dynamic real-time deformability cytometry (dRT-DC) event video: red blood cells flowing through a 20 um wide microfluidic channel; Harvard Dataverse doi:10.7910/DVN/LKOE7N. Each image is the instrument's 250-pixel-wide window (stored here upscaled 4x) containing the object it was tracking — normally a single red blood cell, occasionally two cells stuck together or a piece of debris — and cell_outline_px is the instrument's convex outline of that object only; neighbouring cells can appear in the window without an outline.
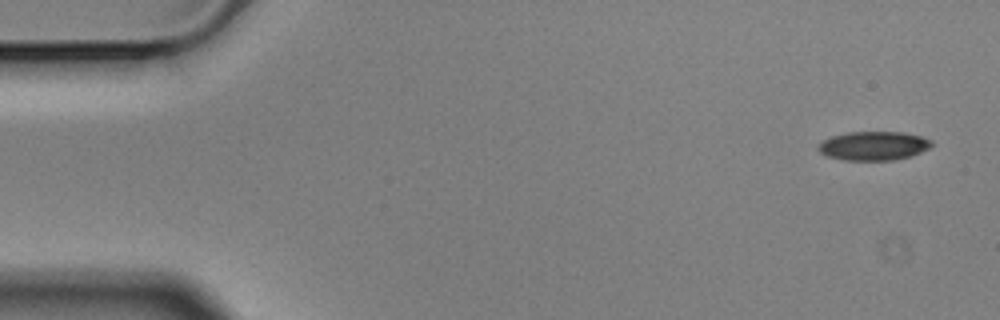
{"species": "Egyptian fruit bat (a non-hibernating species)", "species_latin": "Rousettus aegyptiacus", "temperature_condition": "cold", "stored_images_in_passage": 7, "camera_frame_rate_fps": 3000, "um_per_image_px": 0.085, "animal": {"sex": "male"}, "frame": {"image": 1, "passage_image": 1, "time_ms": 0.0, "image_size_px": [1000, 320], "cell_outline_px": [[932, 144], [928, 148], [912, 156], [892, 160], [844, 160], [828, 156], [820, 152], [816, 148], [824, 140], [832, 136], [848, 132], [904, 132], [920, 136], [932, 140]], "centroid_in_image_um": [74.26, 12.39], "position_along_channel_um": 10.7, "area_um2": 18.96}}
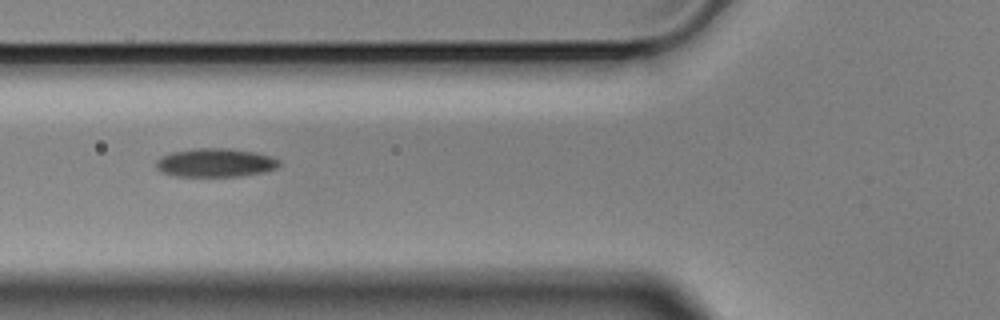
{"frame": {"image": 2, "passage_image": 6, "time_ms": 1.667, "image_size_px": [1000, 320], "cell_outline_px": [[280, 164], [276, 168], [264, 172], [240, 176], [176, 176], [164, 172], [156, 168], [156, 160], [160, 156], [172, 152], [192, 148], [228, 148], [252, 152], [272, 156], [280, 160]], "centroid_in_image_um": [18.3, 13.82], "position_along_channel_um": 107.5, "area_um2": 20.52}}
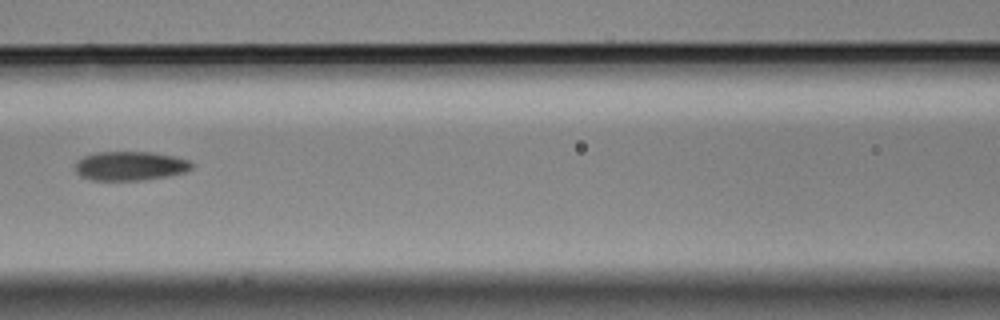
{"frame": {"image": 3, "passage_image": 7, "time_ms": 2.0, "image_size_px": [1000, 320], "cell_outline_px": [[192, 168], [188, 172], [168, 176], [144, 180], [92, 180], [80, 176], [76, 172], [76, 164], [84, 156], [96, 152], [152, 152], [192, 160]], "centroid_in_image_um": [11.11, 14.11], "position_along_channel_um": 155.5, "area_um2": 19.83}}